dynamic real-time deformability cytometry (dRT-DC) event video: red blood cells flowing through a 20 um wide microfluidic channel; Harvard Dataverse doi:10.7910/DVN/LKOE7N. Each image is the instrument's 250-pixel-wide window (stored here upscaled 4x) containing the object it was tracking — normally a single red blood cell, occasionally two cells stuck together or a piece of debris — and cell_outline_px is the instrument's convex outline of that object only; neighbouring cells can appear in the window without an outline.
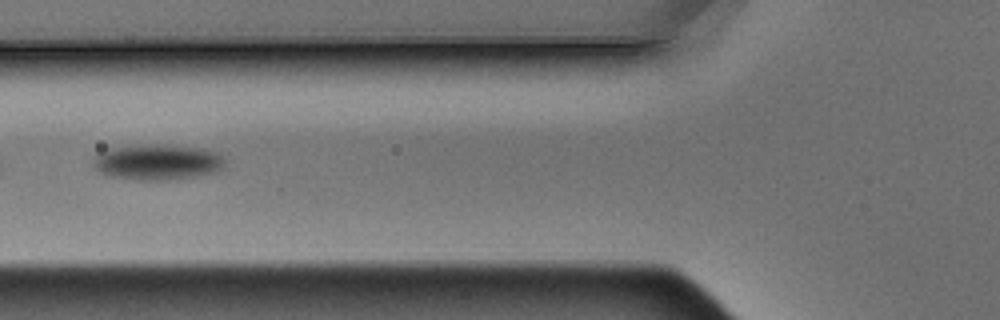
{"species": "Egyptian fruit bat (a non-hibernating species)", "species_latin": "Rousettus aegyptiacus", "temperature_condition": "warm", "stored_images_in_passage": 3, "camera_frame_rate_fps": 3000, "um_per_image_px": 0.085, "animal": {"sex": "male"}, "frame": {"image": 1, "passage_image": 2, "time_ms": 0.333, "image_size_px": [1000, 320], "cell_outline_px": [[224, 164], [216, 172], [192, 176], [164, 180], [136, 180], [108, 176], [100, 172], [92, 164], [96, 156], [108, 148], [200, 148], [216, 152], [224, 160]], "centroid_in_image_um": [13.35, 13.85], "position_along_channel_um": 112.4, "area_um2": 25.55}}
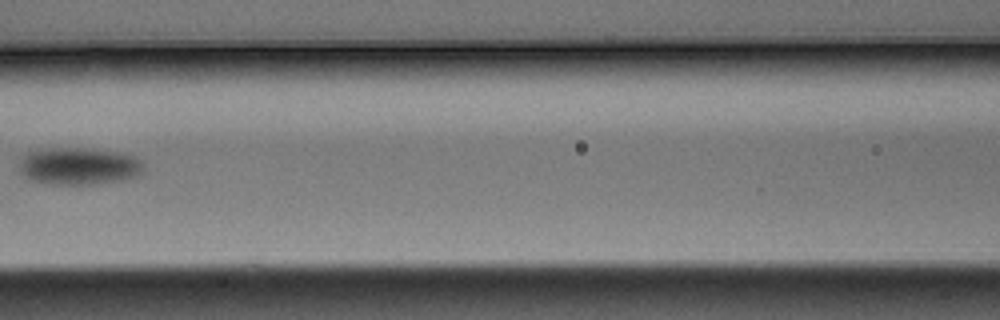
{"frame": {"image": 2, "passage_image": 3, "time_ms": 0.667, "image_size_px": [1000, 320], "cell_outline_px": [[144, 172], [136, 176], [124, 180], [96, 184], [52, 184], [32, 180], [24, 176], [20, 172], [20, 164], [24, 156], [28, 152], [52, 148], [84, 148], [116, 152], [132, 156], [140, 160], [144, 164]], "centroid_in_image_um": [6.74, 14.13], "position_along_channel_um": 159.9, "area_um2": 26.82}}